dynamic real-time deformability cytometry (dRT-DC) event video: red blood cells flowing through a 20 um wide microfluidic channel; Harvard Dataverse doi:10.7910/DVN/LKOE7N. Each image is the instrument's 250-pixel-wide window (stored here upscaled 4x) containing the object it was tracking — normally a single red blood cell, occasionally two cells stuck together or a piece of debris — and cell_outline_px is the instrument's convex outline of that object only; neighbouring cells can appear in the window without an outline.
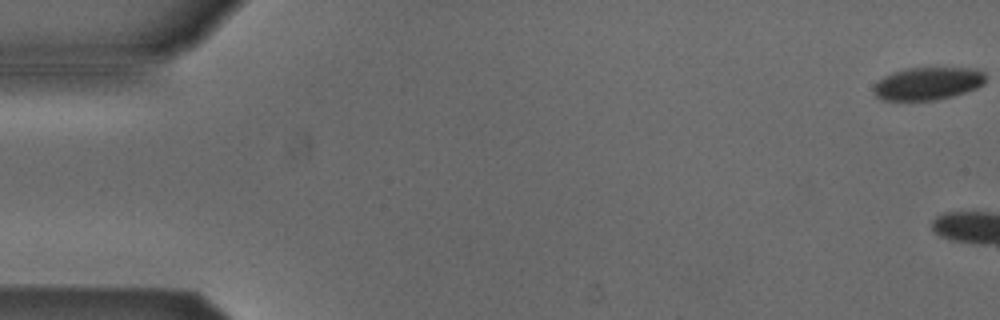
{"species": "Egyptian fruit bat (a non-hibernating species)", "species_latin": "Rousettus aegyptiacus", "temperature_condition": "cold", "stored_images_in_passage": 8, "camera_frame_rate_fps": 3000, "um_per_image_px": 0.085, "animal": {"sex": "male"}, "frame": {"image": 1, "passage_image": 1, "time_ms": 0.0, "image_size_px": [1000, 320], "cell_outline_px": [[984, 84], [976, 88], [952, 96], [936, 100], [884, 100], [876, 96], [872, 92], [876, 84], [884, 76], [892, 72], [908, 68], [968, 68], [984, 72]], "centroid_in_image_um": [78.84, 7.1], "position_along_channel_um": 6.2, "area_um2": 21.1}}